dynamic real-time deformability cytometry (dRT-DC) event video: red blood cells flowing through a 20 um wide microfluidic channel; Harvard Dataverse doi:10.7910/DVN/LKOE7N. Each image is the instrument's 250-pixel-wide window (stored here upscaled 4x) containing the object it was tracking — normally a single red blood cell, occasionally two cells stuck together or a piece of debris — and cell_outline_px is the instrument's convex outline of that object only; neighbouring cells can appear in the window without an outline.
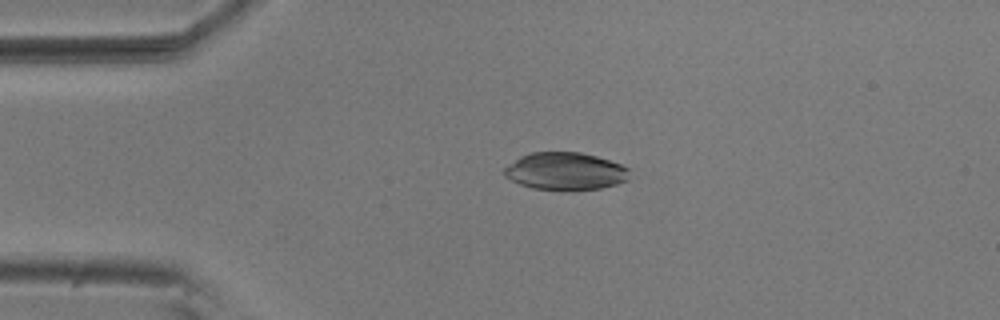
{"species": "common noctule bat (a hibernating species)", "species_latin": "Nyctalus noctula", "temperature_condition": "room temperature", "stored_images_in_passage": 3, "camera_frame_rate_fps": 3000, "um_per_image_px": 0.085, "animal": {"sex": "male", "body_mass_g": 20.5, "forearm_length_mm": 52.5}, "frame": {"image": 1, "passage_image": 2, "time_ms": 0.333, "image_size_px": [1000, 320], "cell_outline_px": [[628, 180], [616, 184], [600, 188], [532, 188], [520, 184], [504, 176], [504, 168], [520, 156], [532, 152], [580, 152], [596, 156], [620, 164], [628, 168]], "centroid_in_image_um": [48.03, 14.52], "position_along_channel_um": 37.0, "area_um2": 26.65}}